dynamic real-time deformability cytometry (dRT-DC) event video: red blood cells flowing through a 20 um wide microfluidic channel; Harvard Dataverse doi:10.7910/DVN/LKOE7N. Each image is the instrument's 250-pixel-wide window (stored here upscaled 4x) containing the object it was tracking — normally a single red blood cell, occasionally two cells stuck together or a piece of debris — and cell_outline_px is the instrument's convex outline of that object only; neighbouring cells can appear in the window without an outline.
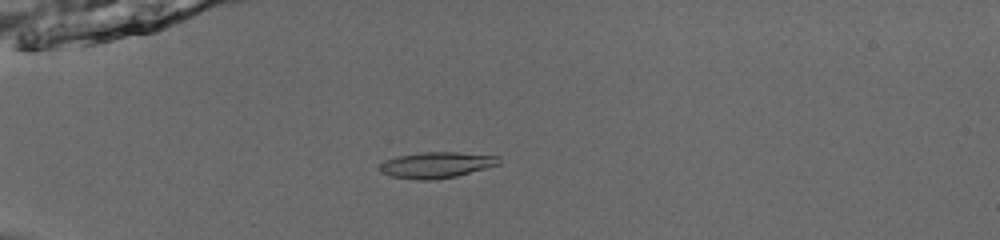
{"species": "common noctule bat (a hibernating species)", "species_latin": "Nyctalus noctula", "temperature_condition": "room temperature", "stored_images_in_passage": 53, "camera_frame_rate_fps": 3000, "um_per_image_px": 0.085, "animal": {"sex": "male", "body_mass_g": 13.0, "forearm_length_mm": 53.1}, "frame": {"image": 1, "passage_image": 17, "time_ms": 5.333, "image_size_px": [1000, 240], "cell_outline_px": [[500, 164], [456, 176], [432, 180], [416, 180], [392, 176], [380, 172], [376, 168], [384, 160], [396, 156], [424, 152], [456, 152], [500, 156]], "centroid_in_image_um": [37.05, 14.02], "position_along_channel_um": 47.9, "area_um2": 18.15}}
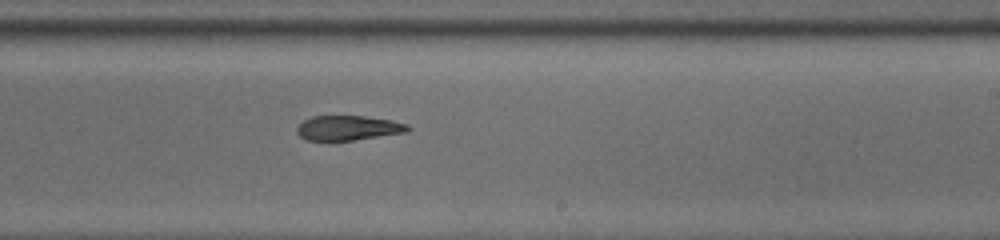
{"frame": {"image": 2, "passage_image": 35, "time_ms": 11.333, "image_size_px": [1000, 240], "cell_outline_px": [[412, 128], [408, 132], [352, 140], [308, 140], [300, 136], [296, 132], [296, 128], [304, 120], [312, 116], [364, 116], [392, 120], [408, 124]], "centroid_in_image_um": [29.62, 10.87], "position_along_channel_um": 259.4, "area_um2": 15.95}}
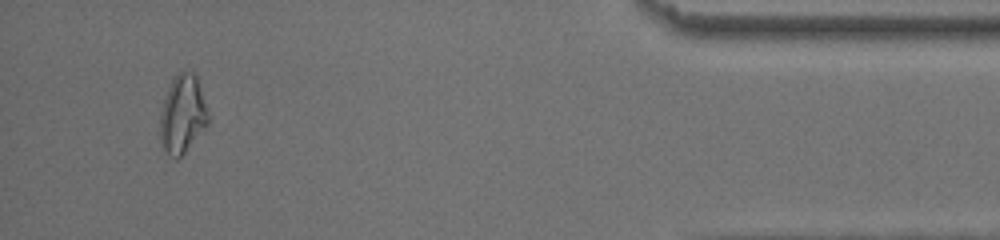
{"frame": {"image": 3, "passage_image": 51, "time_ms": 16.667, "image_size_px": [1000, 240], "cell_outline_px": [[208, 124], [184, 152], [176, 160], [168, 156], [160, 140], [160, 112], [164, 96], [176, 72], [192, 72], [196, 76], [208, 112]], "centroid_in_image_um": [15.48, 9.72], "position_along_channel_um": 419.7, "area_um2": 21.73}}